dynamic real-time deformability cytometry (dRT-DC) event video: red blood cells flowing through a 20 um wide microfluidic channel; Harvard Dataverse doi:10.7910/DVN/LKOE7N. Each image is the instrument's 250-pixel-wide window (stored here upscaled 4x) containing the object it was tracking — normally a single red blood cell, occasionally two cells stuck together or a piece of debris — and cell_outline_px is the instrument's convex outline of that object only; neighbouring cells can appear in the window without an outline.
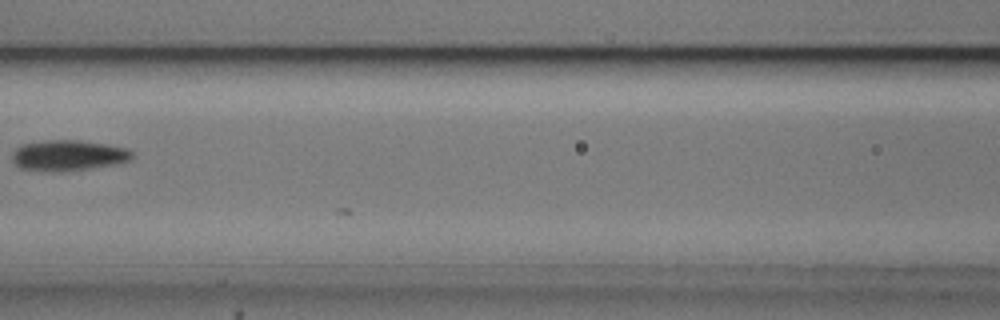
{"species": "common noctule bat (a hibernating species)", "species_latin": "Nyctalus noctula", "temperature_condition": "cold", "stored_images_in_passage": 6, "camera_frame_rate_fps": 3000, "um_per_image_px": 0.085, "animal": {"sex": "male", "body_mass_g": 20.5, "forearm_length_mm": 52.5}, "frame": {"image": 1, "passage_image": 6, "time_ms": 5.667, "image_size_px": [1000, 320], "cell_outline_px": [[136, 156], [132, 160], [116, 164], [60, 172], [44, 172], [20, 168], [12, 160], [12, 152], [16, 148], [24, 144], [48, 140], [80, 140], [128, 148]], "centroid_in_image_um": [5.82, 13.22], "position_along_channel_um": 160.8, "area_um2": 21.62}}